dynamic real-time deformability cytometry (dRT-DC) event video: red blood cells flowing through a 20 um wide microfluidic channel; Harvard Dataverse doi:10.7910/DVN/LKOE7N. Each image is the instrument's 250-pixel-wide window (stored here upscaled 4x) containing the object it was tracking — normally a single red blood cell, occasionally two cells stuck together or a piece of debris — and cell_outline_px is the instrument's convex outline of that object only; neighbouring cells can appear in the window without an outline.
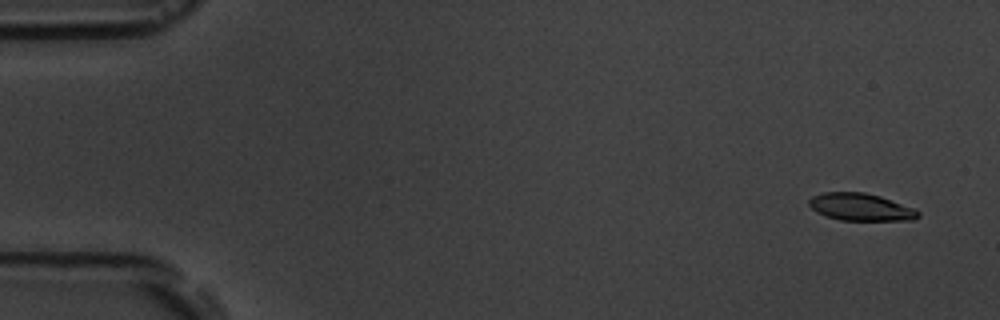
{"species": "common noctule bat (a hibernating species)", "species_latin": "Nyctalus noctula", "temperature_condition": "room temperature", "stored_images_in_passage": 5, "camera_frame_rate_fps": 3000, "um_per_image_px": 0.085, "animal": {"sex": "male", "body_mass_g": 19.5, "forearm_length_mm": 54.6}, "frame": {"image": 1, "passage_image": 1, "time_ms": 0.0, "image_size_px": [1000, 320], "cell_outline_px": [[920, 216], [912, 220], [840, 220], [816, 212], [808, 204], [808, 200], [812, 196], [824, 192], [864, 192], [880, 196], [916, 208], [920, 212]], "centroid_in_image_um": [73.18, 17.59], "position_along_channel_um": 11.8, "area_um2": 17.46}}
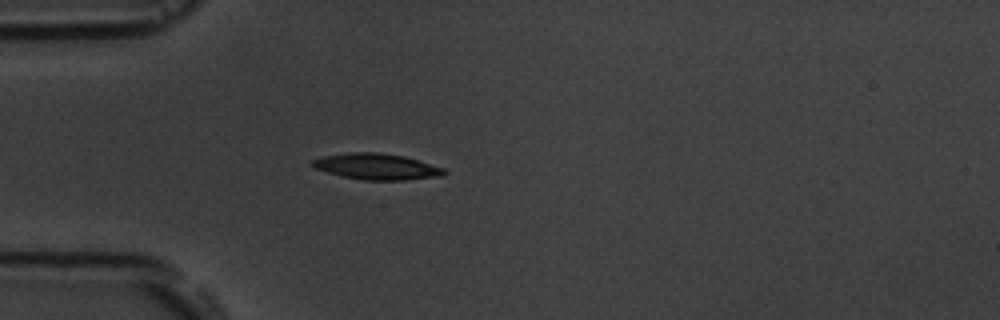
{"frame": {"image": 2, "passage_image": 5, "time_ms": 4.333, "image_size_px": [1000, 320], "cell_outline_px": [[448, 172], [444, 176], [404, 180], [364, 180], [344, 176], [328, 172], [316, 168], [312, 164], [312, 160], [324, 156], [348, 152], [380, 152], [404, 156], [444, 168]], "centroid_in_image_um": [32.07, 14.15], "position_along_channel_um": 52.9, "area_um2": 19.88}}